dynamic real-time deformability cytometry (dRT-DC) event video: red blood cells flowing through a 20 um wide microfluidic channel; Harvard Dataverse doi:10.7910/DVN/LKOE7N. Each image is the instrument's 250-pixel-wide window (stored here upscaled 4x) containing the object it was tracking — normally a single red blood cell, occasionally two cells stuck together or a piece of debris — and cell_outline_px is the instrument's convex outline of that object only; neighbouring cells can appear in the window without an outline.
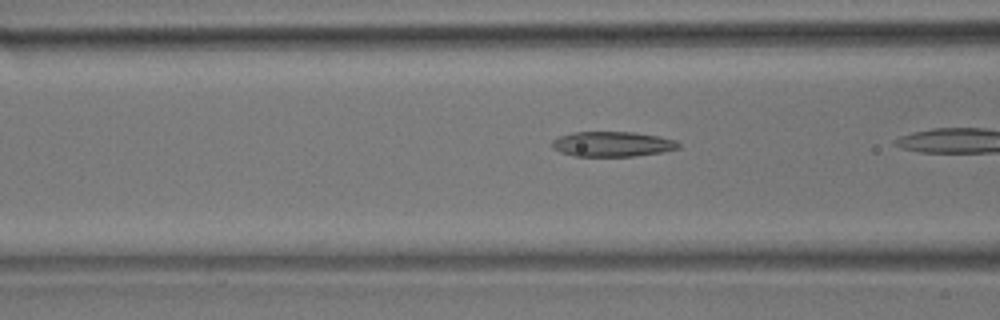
{"species": "common noctule bat (a hibernating species)", "species_latin": "Nyctalus noctula", "temperature_condition": "room temperature", "stored_images_in_passage": 15, "camera_frame_rate_fps": 3000, "um_per_image_px": 0.085, "animal": {"sex": "male", "body_mass_g": 17.9}, "frame": {"image": 1, "passage_image": 11, "time_ms": 3.333, "image_size_px": [1000, 320], "cell_outline_px": [[680, 148], [660, 152], [636, 156], [572, 156], [560, 152], [552, 148], [552, 140], [560, 136], [572, 132], [632, 132], [656, 136], [676, 140], [680, 144]], "centroid_in_image_um": [52.02, 12.25], "position_along_channel_um": 114.6, "area_um2": 18.44}}